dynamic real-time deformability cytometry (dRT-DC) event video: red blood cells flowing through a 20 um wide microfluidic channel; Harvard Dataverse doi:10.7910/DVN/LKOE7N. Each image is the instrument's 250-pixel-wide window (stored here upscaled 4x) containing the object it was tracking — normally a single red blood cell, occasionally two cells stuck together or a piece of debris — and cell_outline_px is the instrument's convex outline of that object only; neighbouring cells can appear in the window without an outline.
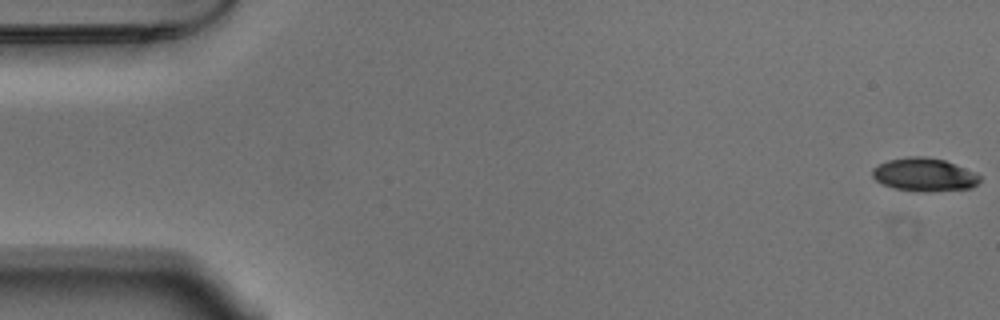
{"species": "Egyptian fruit bat (a non-hibernating species)", "species_latin": "Rousettus aegyptiacus", "temperature_condition": "warm", "stored_images_in_passage": 54, "camera_frame_rate_fps": 3000, "um_per_image_px": 0.085, "animal": {"sex": "male"}, "frame": {"image": 1, "passage_image": 1, "time_ms": 0.0, "image_size_px": [1000, 320], "cell_outline_px": [[980, 180], [972, 188], [924, 192], [892, 188], [876, 180], [872, 176], [872, 168], [888, 160], [908, 156], [924, 156], [944, 160], [976, 172], [980, 176]], "centroid_in_image_um": [78.56, 14.84], "position_along_channel_um": 6.4, "area_um2": 20.81}}
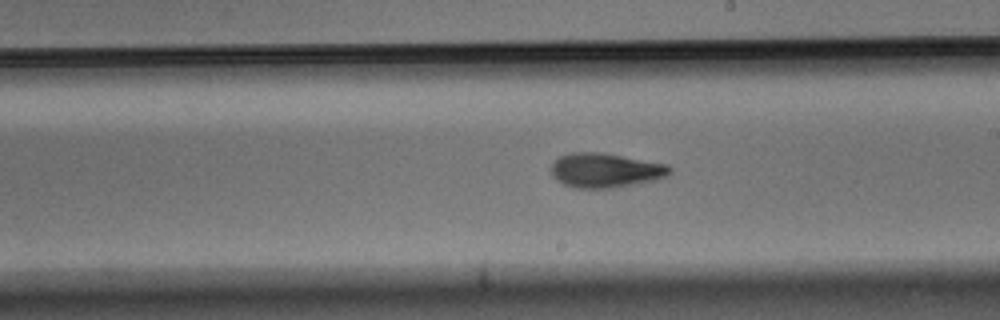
{"frame": {"image": 2, "passage_image": 31, "time_ms": 10.0, "image_size_px": [1000, 320], "cell_outline_px": [[672, 172], [668, 176], [656, 180], [608, 188], [572, 188], [556, 180], [552, 176], [552, 160], [568, 152], [600, 152], [668, 164], [672, 168]], "centroid_in_image_um": [51.44, 14.47], "position_along_channel_um": 237.6, "area_um2": 23.99}}
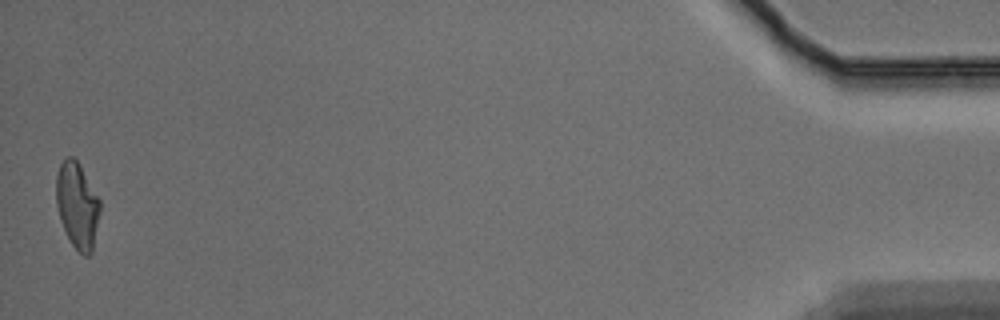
{"frame": {"image": 3, "passage_image": 54, "time_ms": 17.667, "image_size_px": [1000, 320], "cell_outline_px": [[100, 212], [92, 252], [88, 256], [84, 256], [72, 244], [64, 228], [56, 204], [56, 176], [60, 164], [68, 156], [72, 156], [80, 164], [100, 200]], "centroid_in_image_um": [6.58, 17.44], "position_along_channel_um": 428.6, "area_um2": 21.73}, "authors_computed_cell_mechanics": {"area_um2": 22.3397, "velocity_mm_per_s": 3.7232, "shape_relaxation_time_tau1_ms": 4.2974, "shape_relaxation_time_tau2_ms": 2.127, "deformation_change_tau1": 0.1614, "deformation_change_tau2": 0.0877}}